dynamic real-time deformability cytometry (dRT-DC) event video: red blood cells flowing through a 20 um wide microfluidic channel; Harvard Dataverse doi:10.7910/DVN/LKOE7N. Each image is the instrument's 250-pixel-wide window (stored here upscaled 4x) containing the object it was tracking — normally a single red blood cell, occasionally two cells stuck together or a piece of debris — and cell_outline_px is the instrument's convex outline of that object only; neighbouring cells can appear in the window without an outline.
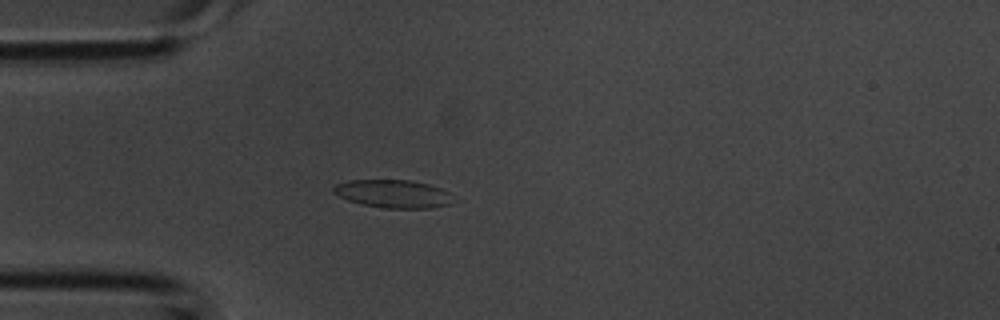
{"species": "common noctule bat (a hibernating species)", "species_latin": "Nyctalus noctula", "temperature_condition": "room temperature", "stored_images_in_passage": 1, "camera_frame_rate_fps": 3000, "um_per_image_px": 0.085, "animal": {"sex": "male", "body_mass_g": 20.1, "forearm_length_mm": 53.5}, "frame": {"image": 1, "passage_image": 1, "time_ms": 0.0, "image_size_px": [1000, 320], "cell_outline_px": [[452, 204], [432, 208], [384, 208], [364, 204], [348, 200], [332, 192], [332, 188], [336, 184], [348, 180], [408, 180], [428, 184], [440, 188], [448, 192]], "centroid_in_image_um": [33.4, 16.47], "position_along_channel_um": 51.6, "area_um2": 19.36}}